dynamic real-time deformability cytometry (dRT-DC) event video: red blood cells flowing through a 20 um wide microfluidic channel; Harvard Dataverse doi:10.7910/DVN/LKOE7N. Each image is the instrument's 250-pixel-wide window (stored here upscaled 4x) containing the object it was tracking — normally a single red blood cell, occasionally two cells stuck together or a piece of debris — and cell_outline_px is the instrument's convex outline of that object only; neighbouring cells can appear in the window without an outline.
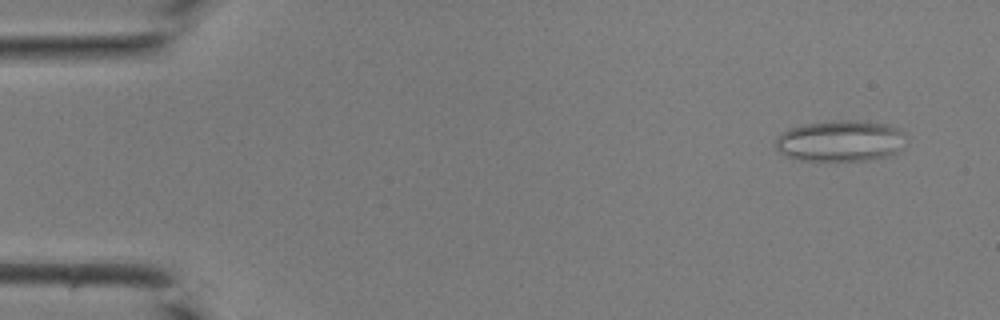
{"species": "common noctule bat (a hibernating species)", "species_latin": "Nyctalus noctula", "temperature_condition": "room temperature", "stored_images_in_passage": 42, "camera_frame_rate_fps": 3000, "um_per_image_px": 0.085, "animal": {"sex": "male", "body_mass_g": 19.0, "forearm_length_mm": 50.8}, "frame": {"image": 1, "passage_image": 3, "time_ms": 0.667, "image_size_px": [1000, 320], "cell_outline_px": [[904, 148], [896, 152], [884, 156], [864, 160], [800, 160], [784, 156], [776, 148], [776, 140], [788, 128], [804, 124], [832, 120], [856, 120], [888, 124], [896, 128], [900, 132]], "centroid_in_image_um": [71.38, 11.97], "position_along_channel_um": 13.6, "area_um2": 30.92}}
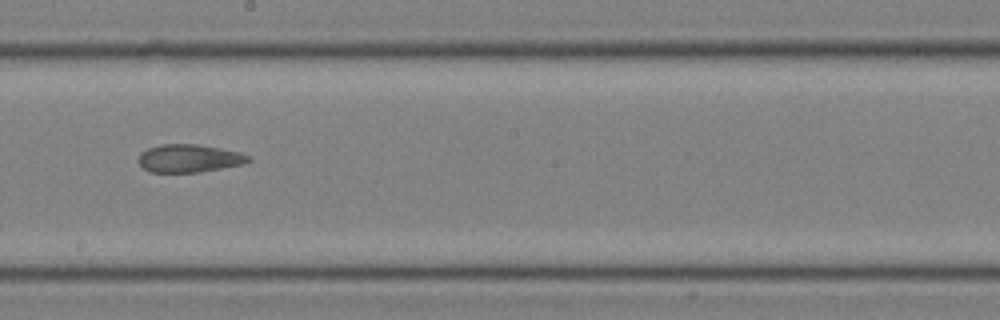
{"frame": {"image": 2, "passage_image": 24, "time_ms": 7.667, "image_size_px": [1000, 320], "cell_outline_px": [[252, 160], [244, 164], [200, 172], [148, 172], [140, 164], [140, 152], [148, 148], [160, 144], [196, 144], [220, 148], [240, 152], [252, 156]], "centroid_in_image_um": [16.12, 13.46], "position_along_channel_um": 232.1, "area_um2": 17.98}}
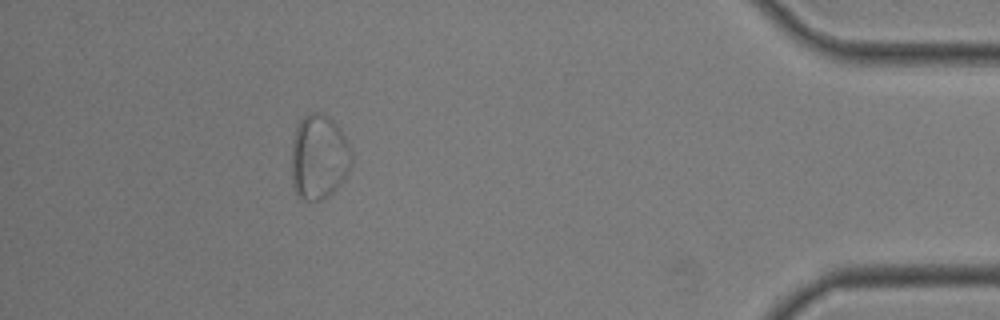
{"frame": {"image": 3, "passage_image": 38, "time_ms": 12.333, "image_size_px": [1000, 320], "cell_outline_px": [[352, 164], [348, 172], [336, 188], [332, 192], [320, 200], [304, 200], [292, 188], [292, 140], [296, 128], [300, 120], [308, 112], [320, 112], [328, 116], [340, 128], [352, 148]], "centroid_in_image_um": [27.11, 13.32], "position_along_channel_um": 408.1, "area_um2": 29.88}}